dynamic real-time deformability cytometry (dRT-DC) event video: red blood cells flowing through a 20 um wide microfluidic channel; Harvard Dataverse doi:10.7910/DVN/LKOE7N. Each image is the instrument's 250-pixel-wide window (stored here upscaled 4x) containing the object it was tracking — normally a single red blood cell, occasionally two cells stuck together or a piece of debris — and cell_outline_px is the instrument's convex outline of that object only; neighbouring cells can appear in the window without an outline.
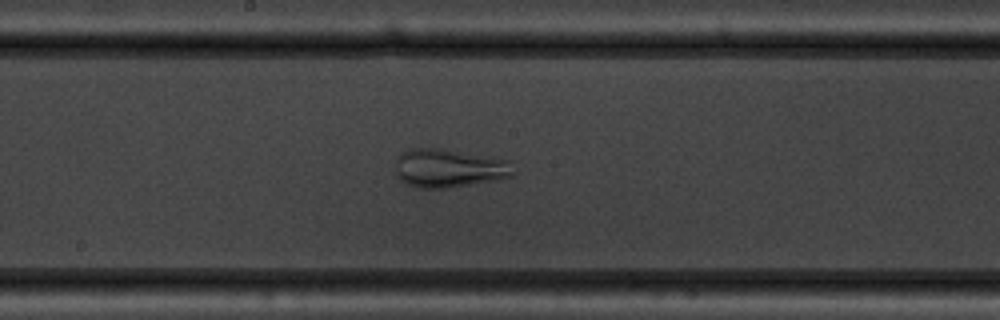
{"species": "common noctule bat (a hibernating species)", "species_latin": "Nyctalus noctula", "temperature_condition": "warm", "stored_images_in_passage": 44, "camera_frame_rate_fps": 3000, "um_per_image_px": 0.085, "animal": {"sex": "male", "body_mass_g": 19.5, "forearm_length_mm": 54.6}, "frame": {"image": 1, "passage_image": 19, "time_ms": 6.0, "image_size_px": [1000, 320], "cell_outline_px": [[512, 176], [500, 180], [444, 188], [420, 188], [408, 184], [400, 180], [396, 172], [396, 160], [400, 152], [408, 148], [444, 148], [492, 156], [508, 160], [512, 172]], "centroid_in_image_um": [38.15, 14.27], "position_along_channel_um": 210.1, "area_um2": 26.76}}
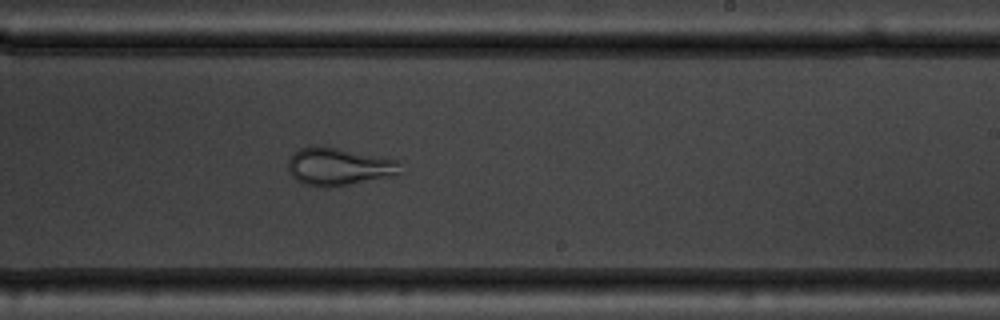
{"frame": {"image": 2, "passage_image": 23, "time_ms": 7.333, "image_size_px": [1000, 320], "cell_outline_px": [[400, 172], [396, 176], [328, 188], [324, 188], [304, 184], [296, 180], [292, 176], [288, 168], [288, 160], [300, 148], [336, 148], [396, 160]], "centroid_in_image_um": [28.79, 14.22], "position_along_channel_um": 260.2, "area_um2": 23.99}}
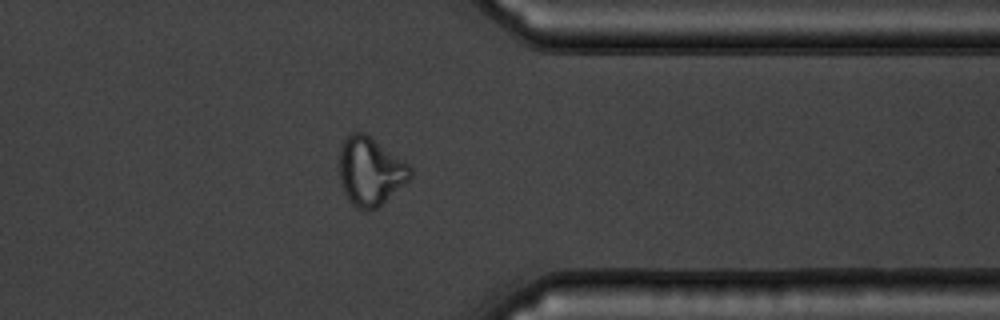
{"frame": {"image": 3, "passage_image": 33, "time_ms": 10.667, "image_size_px": [1000, 320], "cell_outline_px": [[412, 176], [404, 184], [376, 208], [368, 212], [352, 204], [348, 200], [344, 192], [340, 180], [340, 144], [352, 132], [364, 132], [372, 136], [404, 160], [412, 168]], "centroid_in_image_um": [31.47, 14.53], "position_along_channel_um": 379.9, "area_um2": 28.26}, "authors_computed_cell_mechanics": {"area_um2": 28.8422, "velocity_mm_per_s": 3.7691, "shape_relaxation_time_tau1_ms": 7.5938, "shape_relaxation_time_tau2_ms": 1.4302, "deformation_change_tau1": 0.1639, "deformation_change_tau2": 0.0706}}